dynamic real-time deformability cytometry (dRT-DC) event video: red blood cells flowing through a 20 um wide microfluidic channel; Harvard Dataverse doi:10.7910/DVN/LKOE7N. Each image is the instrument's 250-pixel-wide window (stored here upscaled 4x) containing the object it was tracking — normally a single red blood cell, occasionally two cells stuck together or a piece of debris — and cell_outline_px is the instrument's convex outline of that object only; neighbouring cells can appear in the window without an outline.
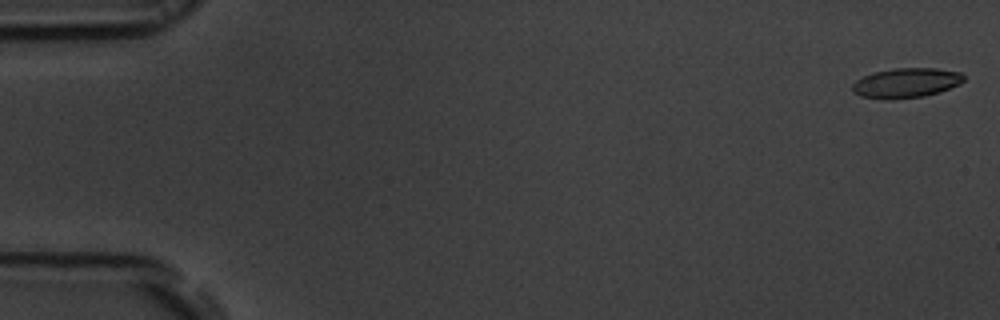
{"species": "common noctule bat (a hibernating species)", "species_latin": "Nyctalus noctula", "temperature_condition": "room temperature", "stored_images_in_passage": 7, "camera_frame_rate_fps": 3000, "um_per_image_px": 0.085, "animal": {"sex": "male", "body_mass_g": 19.5, "forearm_length_mm": 54.6}, "frame": {"image": 1, "passage_image": 1, "time_ms": 0.0, "image_size_px": [1000, 320], "cell_outline_px": [[964, 80], [960, 84], [924, 96], [892, 100], [880, 100], [860, 96], [852, 92], [852, 84], [856, 80], [872, 72], [896, 68], [936, 68], [960, 72], [964, 76]], "centroid_in_image_um": [76.96, 7.06], "position_along_channel_um": 8.0, "area_um2": 19.48}}